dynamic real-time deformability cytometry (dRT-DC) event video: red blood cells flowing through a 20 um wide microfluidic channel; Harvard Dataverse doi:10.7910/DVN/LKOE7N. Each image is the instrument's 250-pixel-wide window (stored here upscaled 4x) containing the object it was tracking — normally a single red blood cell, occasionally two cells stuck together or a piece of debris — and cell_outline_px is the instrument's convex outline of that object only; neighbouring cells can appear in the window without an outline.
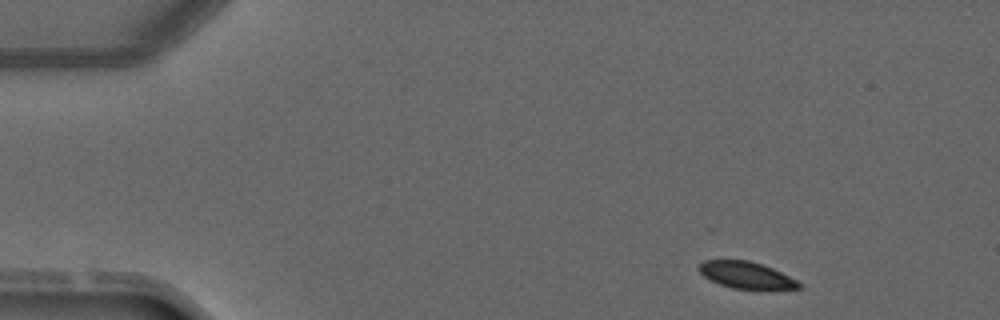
{"species": "common noctule bat (a hibernating species)", "species_latin": "Nyctalus noctula", "temperature_condition": "warm", "stored_images_in_passage": 2, "camera_frame_rate_fps": 3000, "um_per_image_px": 0.085, "animal": {"sex": "male", "forearm_length_mm": 52.5}, "frame": {"image": 1, "passage_image": 1, "time_ms": 0.0, "image_size_px": [1000, 320], "cell_outline_px": [[800, 288], [732, 288], [720, 284], [704, 276], [696, 268], [704, 260], [748, 260], [772, 268], [796, 280], [800, 284]], "centroid_in_image_um": [63.36, 23.36], "position_along_channel_um": 21.6, "area_um2": 15.03}}